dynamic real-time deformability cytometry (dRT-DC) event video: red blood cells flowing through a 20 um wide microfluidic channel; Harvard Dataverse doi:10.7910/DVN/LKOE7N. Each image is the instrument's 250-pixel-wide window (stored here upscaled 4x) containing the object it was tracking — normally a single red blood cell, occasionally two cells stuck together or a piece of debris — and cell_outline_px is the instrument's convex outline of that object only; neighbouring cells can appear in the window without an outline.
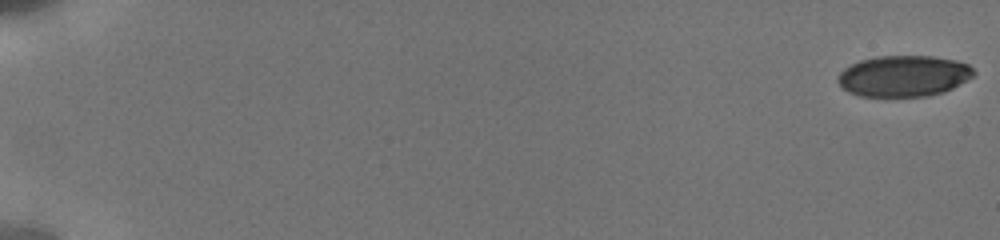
{"species": "human", "species_latin": "Homo sapiens", "temperature_condition": "cold", "stored_images_in_passage": 21, "camera_frame_rate_fps": 3000, "um_per_image_px": 0.085, "donor": {"sex": "male"}, "frame": {"image": 1, "passage_image": 1, "time_ms": 0.0, "image_size_px": [1000, 240], "cell_outline_px": [[976, 72], [972, 76], [952, 88], [944, 92], [928, 96], [860, 96], [848, 92], [836, 80], [840, 72], [844, 68], [860, 60], [876, 56], [932, 56], [956, 60], [968, 64]], "centroid_in_image_um": [76.8, 6.45], "position_along_channel_um": 8.2, "area_um2": 32.48}}
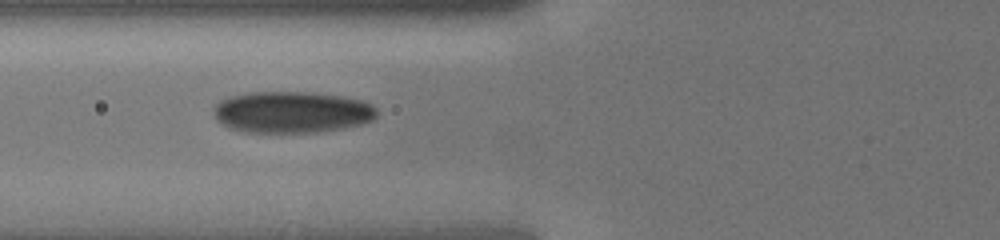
{"frame": {"image": 2, "passage_image": 19, "time_ms": 7.667, "image_size_px": [1000, 240], "cell_outline_px": [[376, 116], [372, 120], [360, 124], [344, 128], [320, 132], [244, 132], [228, 128], [216, 120], [212, 112], [212, 108], [220, 100], [228, 96], [248, 92], [312, 92], [344, 96], [364, 100], [372, 104], [376, 108]], "centroid_in_image_um": [24.78, 9.52], "position_along_channel_um": 101.0, "area_um2": 40.06}}
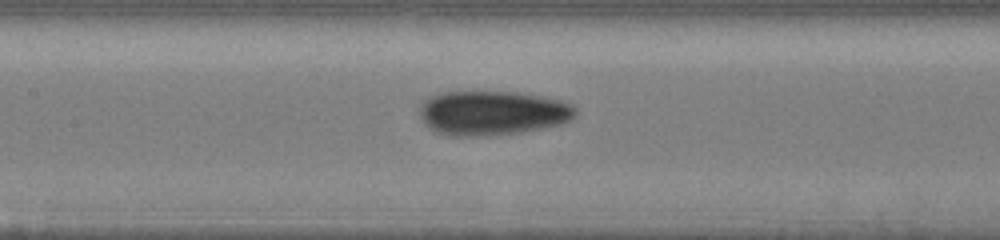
{"frame": {"image": 3, "passage_image": 21, "time_ms": 9.333, "image_size_px": [1000, 240], "cell_outline_px": [[576, 112], [572, 120], [564, 124], [520, 132], [484, 136], [452, 136], [436, 132], [428, 128], [424, 124], [420, 116], [420, 108], [424, 100], [440, 92], [516, 92], [540, 96], [560, 100], [572, 104], [576, 108]], "centroid_in_image_um": [41.86, 9.61], "position_along_channel_um": 165.5, "area_um2": 40.52}}